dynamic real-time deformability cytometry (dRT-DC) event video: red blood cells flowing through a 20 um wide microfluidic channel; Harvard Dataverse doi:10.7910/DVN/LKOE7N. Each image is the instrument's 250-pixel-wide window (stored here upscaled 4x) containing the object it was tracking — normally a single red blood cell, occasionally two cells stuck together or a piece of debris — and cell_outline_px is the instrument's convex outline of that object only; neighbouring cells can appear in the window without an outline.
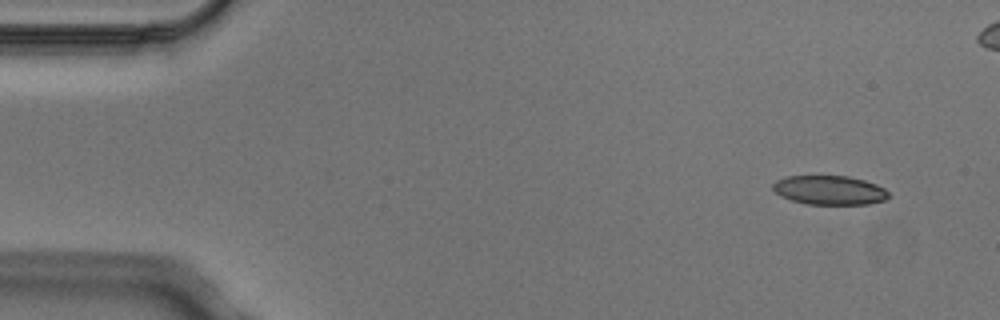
{"species": "Egyptian fruit bat (a non-hibernating species)", "species_latin": "Rousettus aegyptiacus", "temperature_condition": "cold", "stored_images_in_passage": 4, "camera_frame_rate_fps": 3000, "um_per_image_px": 0.085, "animal": {"sex": "male"}, "frame": {"image": 1, "passage_image": 4, "time_ms": 1.0, "image_size_px": [1000, 320], "cell_outline_px": [[888, 196], [884, 200], [868, 204], [808, 204], [792, 200], [780, 196], [772, 188], [772, 184], [776, 180], [788, 176], [848, 176], [864, 180], [876, 184], [884, 188], [888, 192]], "centroid_in_image_um": [70.49, 16.16], "position_along_channel_um": 14.5, "area_um2": 19.54}}